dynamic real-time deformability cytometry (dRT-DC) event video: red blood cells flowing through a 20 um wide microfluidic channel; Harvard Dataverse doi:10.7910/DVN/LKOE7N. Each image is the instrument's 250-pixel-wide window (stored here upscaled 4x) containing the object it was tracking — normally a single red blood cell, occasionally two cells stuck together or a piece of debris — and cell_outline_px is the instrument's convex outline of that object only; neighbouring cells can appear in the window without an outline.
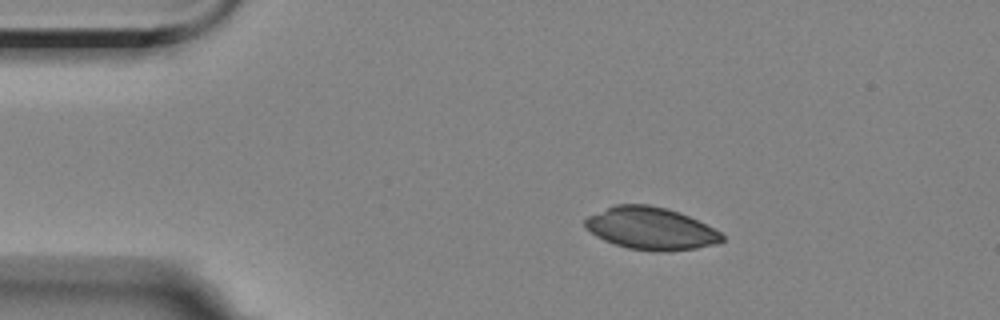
{"species": "Egyptian fruit bat (a non-hibernating species)", "species_latin": "Rousettus aegyptiacus", "temperature_condition": "room temperature", "stored_images_in_passage": 3, "camera_frame_rate_fps": 3000, "um_per_image_px": 0.085, "animal": {"sex": "female"}, "frame": {"image": 1, "passage_image": 1, "time_ms": 0.0, "image_size_px": [1000, 320], "cell_outline_px": [[724, 240], [716, 244], [696, 248], [668, 252], [656, 252], [628, 248], [604, 240], [596, 236], [584, 224], [584, 220], [588, 216], [616, 204], [648, 204], [668, 208], [680, 212], [720, 232], [724, 236]], "centroid_in_image_um": [55.33, 19.42], "position_along_channel_um": 29.7, "area_um2": 33.7}}